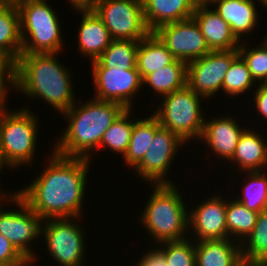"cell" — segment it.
Returning <instances> with one entry per match:
<instances>
[{"label":"cell","instance_id":"ee69618b","mask_svg":"<svg viewBox=\"0 0 267 266\" xmlns=\"http://www.w3.org/2000/svg\"><path fill=\"white\" fill-rule=\"evenodd\" d=\"M250 266H267V261L257 262V263L250 265Z\"/></svg>","mask_w":267,"mask_h":266},{"label":"cell","instance_id":"277c9868","mask_svg":"<svg viewBox=\"0 0 267 266\" xmlns=\"http://www.w3.org/2000/svg\"><path fill=\"white\" fill-rule=\"evenodd\" d=\"M151 186L152 193L139 215V224L148 231L155 245L188 238L189 205L185 203L181 189L178 190L180 187L176 184Z\"/></svg>","mask_w":267,"mask_h":266},{"label":"cell","instance_id":"836d02e7","mask_svg":"<svg viewBox=\"0 0 267 266\" xmlns=\"http://www.w3.org/2000/svg\"><path fill=\"white\" fill-rule=\"evenodd\" d=\"M157 246V249L163 254L167 266H196L195 241L191 238L163 242Z\"/></svg>","mask_w":267,"mask_h":266},{"label":"cell","instance_id":"2e32d148","mask_svg":"<svg viewBox=\"0 0 267 266\" xmlns=\"http://www.w3.org/2000/svg\"><path fill=\"white\" fill-rule=\"evenodd\" d=\"M237 120V117L230 113L220 117L213 116L209 120L206 118L199 138V141L206 143L205 145L215 154L214 157L218 156V159L222 158L225 162L232 159L239 138L246 129Z\"/></svg>","mask_w":267,"mask_h":266},{"label":"cell","instance_id":"7a4b0ae2","mask_svg":"<svg viewBox=\"0 0 267 266\" xmlns=\"http://www.w3.org/2000/svg\"><path fill=\"white\" fill-rule=\"evenodd\" d=\"M57 55L21 54L16 60L15 93H23L29 100L41 99L63 114L77 99L71 68L65 67Z\"/></svg>","mask_w":267,"mask_h":266},{"label":"cell","instance_id":"8fae6325","mask_svg":"<svg viewBox=\"0 0 267 266\" xmlns=\"http://www.w3.org/2000/svg\"><path fill=\"white\" fill-rule=\"evenodd\" d=\"M186 143L169 129L160 126L142 160L132 169L148 184H175L170 169L177 153ZM168 176V177H167Z\"/></svg>","mask_w":267,"mask_h":266},{"label":"cell","instance_id":"b9f144b4","mask_svg":"<svg viewBox=\"0 0 267 266\" xmlns=\"http://www.w3.org/2000/svg\"><path fill=\"white\" fill-rule=\"evenodd\" d=\"M195 6H208L211 5L214 0H192Z\"/></svg>","mask_w":267,"mask_h":266},{"label":"cell","instance_id":"8992f818","mask_svg":"<svg viewBox=\"0 0 267 266\" xmlns=\"http://www.w3.org/2000/svg\"><path fill=\"white\" fill-rule=\"evenodd\" d=\"M22 39L21 54H61L65 45L58 14L47 1L17 6ZM64 43V44H63Z\"/></svg>","mask_w":267,"mask_h":266},{"label":"cell","instance_id":"8d00e7d4","mask_svg":"<svg viewBox=\"0 0 267 266\" xmlns=\"http://www.w3.org/2000/svg\"><path fill=\"white\" fill-rule=\"evenodd\" d=\"M253 102L255 105L256 114L258 112V115L261 119H265L267 121V84H257L256 87L253 88Z\"/></svg>","mask_w":267,"mask_h":266},{"label":"cell","instance_id":"60d3db41","mask_svg":"<svg viewBox=\"0 0 267 266\" xmlns=\"http://www.w3.org/2000/svg\"><path fill=\"white\" fill-rule=\"evenodd\" d=\"M6 167V168H5ZM8 168H10V169H12L9 165H8V163L6 162V160L4 159V156H3V153H2V149H1V141H0V175H1V173H3V171L2 170H6V169H8Z\"/></svg>","mask_w":267,"mask_h":266},{"label":"cell","instance_id":"cb8c5ba5","mask_svg":"<svg viewBox=\"0 0 267 266\" xmlns=\"http://www.w3.org/2000/svg\"><path fill=\"white\" fill-rule=\"evenodd\" d=\"M149 117L133 119L130 143L124 154L123 162L131 170L142 160L149 149L156 130L160 127L158 119L152 114Z\"/></svg>","mask_w":267,"mask_h":266},{"label":"cell","instance_id":"ab89813d","mask_svg":"<svg viewBox=\"0 0 267 266\" xmlns=\"http://www.w3.org/2000/svg\"><path fill=\"white\" fill-rule=\"evenodd\" d=\"M1 182L2 181L0 180V209L2 207H5L4 205H6V202H9L17 193L16 190H15V192L13 190L12 193L11 192L7 193V191H6V193L4 194V191L1 189Z\"/></svg>","mask_w":267,"mask_h":266},{"label":"cell","instance_id":"7c38bea8","mask_svg":"<svg viewBox=\"0 0 267 266\" xmlns=\"http://www.w3.org/2000/svg\"><path fill=\"white\" fill-rule=\"evenodd\" d=\"M238 55V49L210 51L188 63L186 84L204 99L214 98L217 92L222 93L224 76Z\"/></svg>","mask_w":267,"mask_h":266},{"label":"cell","instance_id":"f35d334b","mask_svg":"<svg viewBox=\"0 0 267 266\" xmlns=\"http://www.w3.org/2000/svg\"><path fill=\"white\" fill-rule=\"evenodd\" d=\"M100 1L101 0H67L69 6L75 11L94 10Z\"/></svg>","mask_w":267,"mask_h":266},{"label":"cell","instance_id":"f1b7e54d","mask_svg":"<svg viewBox=\"0 0 267 266\" xmlns=\"http://www.w3.org/2000/svg\"><path fill=\"white\" fill-rule=\"evenodd\" d=\"M133 109H125L105 131L100 142V149L109 148L114 154L124 156L130 143L133 129Z\"/></svg>","mask_w":267,"mask_h":266},{"label":"cell","instance_id":"44dd1931","mask_svg":"<svg viewBox=\"0 0 267 266\" xmlns=\"http://www.w3.org/2000/svg\"><path fill=\"white\" fill-rule=\"evenodd\" d=\"M196 266H246L241 244L233 239L195 242Z\"/></svg>","mask_w":267,"mask_h":266},{"label":"cell","instance_id":"603a6c76","mask_svg":"<svg viewBox=\"0 0 267 266\" xmlns=\"http://www.w3.org/2000/svg\"><path fill=\"white\" fill-rule=\"evenodd\" d=\"M176 58L154 32L139 41L136 67L142 80L149 74L171 64Z\"/></svg>","mask_w":267,"mask_h":266},{"label":"cell","instance_id":"7402d4cb","mask_svg":"<svg viewBox=\"0 0 267 266\" xmlns=\"http://www.w3.org/2000/svg\"><path fill=\"white\" fill-rule=\"evenodd\" d=\"M144 20L150 32L160 26L192 18V0H142Z\"/></svg>","mask_w":267,"mask_h":266},{"label":"cell","instance_id":"ba28073f","mask_svg":"<svg viewBox=\"0 0 267 266\" xmlns=\"http://www.w3.org/2000/svg\"><path fill=\"white\" fill-rule=\"evenodd\" d=\"M8 203L7 205L11 203L10 206H14V209H0V234L11 242L30 266H34L38 259L32 243L43 239L42 228L45 219L37 215L17 193Z\"/></svg>","mask_w":267,"mask_h":266},{"label":"cell","instance_id":"52a82bcc","mask_svg":"<svg viewBox=\"0 0 267 266\" xmlns=\"http://www.w3.org/2000/svg\"><path fill=\"white\" fill-rule=\"evenodd\" d=\"M152 114L160 126L178 135L185 143L199 141L205 122L204 99L186 84L183 88L162 96Z\"/></svg>","mask_w":267,"mask_h":266},{"label":"cell","instance_id":"484cf974","mask_svg":"<svg viewBox=\"0 0 267 266\" xmlns=\"http://www.w3.org/2000/svg\"><path fill=\"white\" fill-rule=\"evenodd\" d=\"M187 80V64L175 59L171 64L147 75L143 79V87L148 86L160 98L183 88Z\"/></svg>","mask_w":267,"mask_h":266},{"label":"cell","instance_id":"ffe728a7","mask_svg":"<svg viewBox=\"0 0 267 266\" xmlns=\"http://www.w3.org/2000/svg\"><path fill=\"white\" fill-rule=\"evenodd\" d=\"M82 18L78 25L77 49L82 57H89L90 62L97 60L113 40L102 19L94 10L77 11Z\"/></svg>","mask_w":267,"mask_h":266},{"label":"cell","instance_id":"4316f807","mask_svg":"<svg viewBox=\"0 0 267 266\" xmlns=\"http://www.w3.org/2000/svg\"><path fill=\"white\" fill-rule=\"evenodd\" d=\"M139 41L112 40L101 56L90 62L91 68H136Z\"/></svg>","mask_w":267,"mask_h":266},{"label":"cell","instance_id":"9c48e42d","mask_svg":"<svg viewBox=\"0 0 267 266\" xmlns=\"http://www.w3.org/2000/svg\"><path fill=\"white\" fill-rule=\"evenodd\" d=\"M82 217L50 218L44 221L42 237L50 256L60 266H84L85 226ZM77 219V220H76ZM79 221V223H78ZM86 255V256H84Z\"/></svg>","mask_w":267,"mask_h":266},{"label":"cell","instance_id":"d4e9b609","mask_svg":"<svg viewBox=\"0 0 267 266\" xmlns=\"http://www.w3.org/2000/svg\"><path fill=\"white\" fill-rule=\"evenodd\" d=\"M0 51L6 52L15 61L22 51L19 11L8 0H0Z\"/></svg>","mask_w":267,"mask_h":266},{"label":"cell","instance_id":"5bb4252c","mask_svg":"<svg viewBox=\"0 0 267 266\" xmlns=\"http://www.w3.org/2000/svg\"><path fill=\"white\" fill-rule=\"evenodd\" d=\"M154 33L176 59L186 64L210 52L201 29L193 17L162 25Z\"/></svg>","mask_w":267,"mask_h":266},{"label":"cell","instance_id":"4dcf8cb0","mask_svg":"<svg viewBox=\"0 0 267 266\" xmlns=\"http://www.w3.org/2000/svg\"><path fill=\"white\" fill-rule=\"evenodd\" d=\"M241 251L246 266L267 261V209L259 212L253 231L241 244Z\"/></svg>","mask_w":267,"mask_h":266},{"label":"cell","instance_id":"74e56055","mask_svg":"<svg viewBox=\"0 0 267 266\" xmlns=\"http://www.w3.org/2000/svg\"><path fill=\"white\" fill-rule=\"evenodd\" d=\"M154 248H150L141 255L137 263L139 266H167L163 254L156 246H154Z\"/></svg>","mask_w":267,"mask_h":266},{"label":"cell","instance_id":"30bf717a","mask_svg":"<svg viewBox=\"0 0 267 266\" xmlns=\"http://www.w3.org/2000/svg\"><path fill=\"white\" fill-rule=\"evenodd\" d=\"M94 11L113 40L140 41L150 33L142 0H101Z\"/></svg>","mask_w":267,"mask_h":266},{"label":"cell","instance_id":"4fadbf2b","mask_svg":"<svg viewBox=\"0 0 267 266\" xmlns=\"http://www.w3.org/2000/svg\"><path fill=\"white\" fill-rule=\"evenodd\" d=\"M94 99L113 101L126 109H133L135 97L143 87V80L136 68H91Z\"/></svg>","mask_w":267,"mask_h":266},{"label":"cell","instance_id":"5b68a950","mask_svg":"<svg viewBox=\"0 0 267 266\" xmlns=\"http://www.w3.org/2000/svg\"><path fill=\"white\" fill-rule=\"evenodd\" d=\"M7 107V104H0V141L4 159L13 170L21 165L32 167L35 152H38L39 117L32 112L31 106L23 105L13 111Z\"/></svg>","mask_w":267,"mask_h":266},{"label":"cell","instance_id":"d6986e66","mask_svg":"<svg viewBox=\"0 0 267 266\" xmlns=\"http://www.w3.org/2000/svg\"><path fill=\"white\" fill-rule=\"evenodd\" d=\"M257 1L263 5L260 0H214L211 6L229 24L235 36L243 41L258 26L260 17L255 4Z\"/></svg>","mask_w":267,"mask_h":266},{"label":"cell","instance_id":"83f0119b","mask_svg":"<svg viewBox=\"0 0 267 266\" xmlns=\"http://www.w3.org/2000/svg\"><path fill=\"white\" fill-rule=\"evenodd\" d=\"M226 206V227L228 238L242 244L251 234L257 222V212L250 211L242 203H239L235 197H225Z\"/></svg>","mask_w":267,"mask_h":266},{"label":"cell","instance_id":"6da1fadb","mask_svg":"<svg viewBox=\"0 0 267 266\" xmlns=\"http://www.w3.org/2000/svg\"><path fill=\"white\" fill-rule=\"evenodd\" d=\"M47 165L32 182L17 189L26 204L45 220L83 217L88 171L91 162L85 158L64 157L50 151Z\"/></svg>","mask_w":267,"mask_h":266},{"label":"cell","instance_id":"f546056e","mask_svg":"<svg viewBox=\"0 0 267 266\" xmlns=\"http://www.w3.org/2000/svg\"><path fill=\"white\" fill-rule=\"evenodd\" d=\"M247 180L243 181L241 195L235 199L250 211L261 212L267 209V171L246 172Z\"/></svg>","mask_w":267,"mask_h":266},{"label":"cell","instance_id":"d590c367","mask_svg":"<svg viewBox=\"0 0 267 266\" xmlns=\"http://www.w3.org/2000/svg\"><path fill=\"white\" fill-rule=\"evenodd\" d=\"M0 266H30V263L0 234Z\"/></svg>","mask_w":267,"mask_h":266},{"label":"cell","instance_id":"ac0fdd59","mask_svg":"<svg viewBox=\"0 0 267 266\" xmlns=\"http://www.w3.org/2000/svg\"><path fill=\"white\" fill-rule=\"evenodd\" d=\"M192 17L198 23L210 51L239 48L241 41L211 5L196 6Z\"/></svg>","mask_w":267,"mask_h":266},{"label":"cell","instance_id":"3957f363","mask_svg":"<svg viewBox=\"0 0 267 266\" xmlns=\"http://www.w3.org/2000/svg\"><path fill=\"white\" fill-rule=\"evenodd\" d=\"M78 102L79 100L62 114L67 126L60 133L52 150L64 157L91 161L93 151L100 150L105 131L126 108L117 102L100 101L91 97L81 104Z\"/></svg>","mask_w":267,"mask_h":266},{"label":"cell","instance_id":"e575fe53","mask_svg":"<svg viewBox=\"0 0 267 266\" xmlns=\"http://www.w3.org/2000/svg\"><path fill=\"white\" fill-rule=\"evenodd\" d=\"M16 61L4 51H0V104H8L10 91L15 92Z\"/></svg>","mask_w":267,"mask_h":266},{"label":"cell","instance_id":"7bdbcfd3","mask_svg":"<svg viewBox=\"0 0 267 266\" xmlns=\"http://www.w3.org/2000/svg\"><path fill=\"white\" fill-rule=\"evenodd\" d=\"M10 3H12L15 6H19L26 2H32V1H46V0H8Z\"/></svg>","mask_w":267,"mask_h":266},{"label":"cell","instance_id":"d6a6232c","mask_svg":"<svg viewBox=\"0 0 267 266\" xmlns=\"http://www.w3.org/2000/svg\"><path fill=\"white\" fill-rule=\"evenodd\" d=\"M250 44L248 39L241 41L239 54L246 61L254 81L257 84H267V40L263 38L255 48Z\"/></svg>","mask_w":267,"mask_h":266},{"label":"cell","instance_id":"f6af8a7d","mask_svg":"<svg viewBox=\"0 0 267 266\" xmlns=\"http://www.w3.org/2000/svg\"><path fill=\"white\" fill-rule=\"evenodd\" d=\"M263 3V6L265 9L267 8V0H260Z\"/></svg>","mask_w":267,"mask_h":266},{"label":"cell","instance_id":"9a60e30c","mask_svg":"<svg viewBox=\"0 0 267 266\" xmlns=\"http://www.w3.org/2000/svg\"><path fill=\"white\" fill-rule=\"evenodd\" d=\"M219 193L189 207L188 234L195 242L227 239L226 206L227 199ZM193 234V236H192Z\"/></svg>","mask_w":267,"mask_h":266},{"label":"cell","instance_id":"1f68e13d","mask_svg":"<svg viewBox=\"0 0 267 266\" xmlns=\"http://www.w3.org/2000/svg\"><path fill=\"white\" fill-rule=\"evenodd\" d=\"M257 83L254 81L249 71L248 65L243 57L239 54L232 62L223 79L222 92L225 96L237 98L240 95H245Z\"/></svg>","mask_w":267,"mask_h":266},{"label":"cell","instance_id":"e0dca14e","mask_svg":"<svg viewBox=\"0 0 267 266\" xmlns=\"http://www.w3.org/2000/svg\"><path fill=\"white\" fill-rule=\"evenodd\" d=\"M246 127L239 138L232 159L227 163L230 166L237 165L235 169L243 176L245 172L267 170V136L263 132L260 133L257 129L260 127H256V130Z\"/></svg>","mask_w":267,"mask_h":266},{"label":"cell","instance_id":"bcb514c9","mask_svg":"<svg viewBox=\"0 0 267 266\" xmlns=\"http://www.w3.org/2000/svg\"><path fill=\"white\" fill-rule=\"evenodd\" d=\"M266 10H267V8H266ZM262 38H265L267 40V34H266V36L264 35V37H262Z\"/></svg>","mask_w":267,"mask_h":266}]
</instances>
